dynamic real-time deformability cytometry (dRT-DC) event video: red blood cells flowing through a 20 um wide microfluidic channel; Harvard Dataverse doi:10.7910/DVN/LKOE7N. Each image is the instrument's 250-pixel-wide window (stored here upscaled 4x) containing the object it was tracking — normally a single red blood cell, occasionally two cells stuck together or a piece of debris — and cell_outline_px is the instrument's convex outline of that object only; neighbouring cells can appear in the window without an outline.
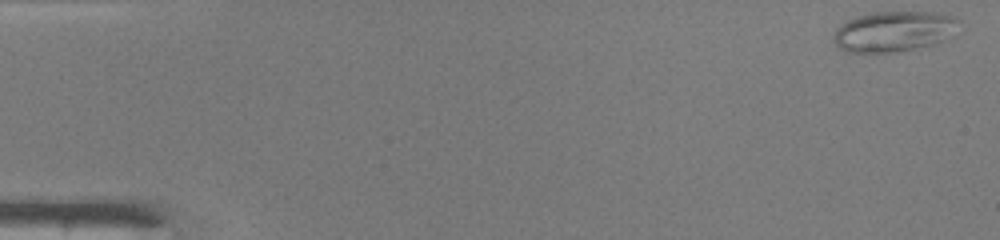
{"species": "common noctule bat (a hibernating species)", "species_latin": "Nyctalus noctula", "temperature_condition": "warm", "stored_images_in_passage": 47, "camera_frame_rate_fps": 3000, "um_per_image_px": 0.085, "animal": {"sex": "male", "body_mass_g": 19.0, "forearm_length_mm": 50.8}, "frame": {"image": 1, "passage_image": 1, "time_ms": 0.0, "image_size_px": [1000, 240], "cell_outline_px": [[960, 20], [944, 40], [936, 44], [900, 52], [844, 52], [832, 40], [836, 28], [848, 20], [860, 16], [876, 12], [932, 12], [956, 16]], "centroid_in_image_um": [75.95, 2.68], "position_along_channel_um": 9.0, "area_um2": 29.36}}
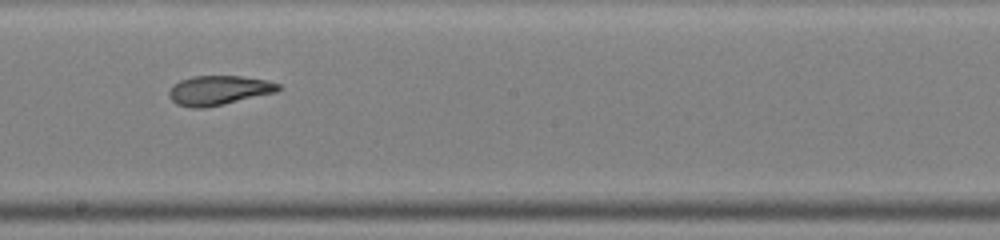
{"frame": {"image": 2, "passage_image": 27, "time_ms": 8.667, "image_size_px": [1000, 240], "cell_outline_px": [[280, 88], [276, 92], [224, 104], [204, 108], [192, 108], [176, 104], [168, 96], [168, 92], [180, 80], [192, 76], [240, 76], [264, 80], [280, 84]], "centroid_in_image_um": [18.57, 7.68], "position_along_channel_um": 229.6, "area_um2": 18.55}}
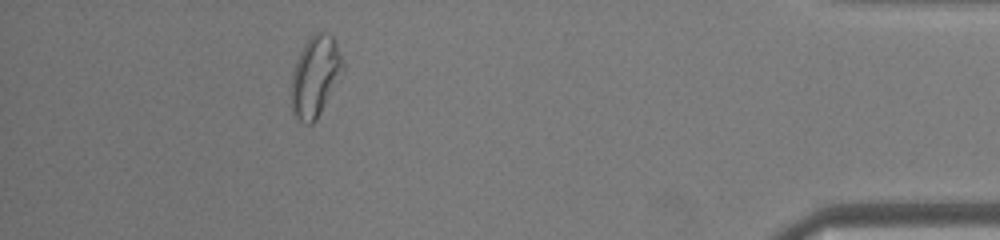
{"frame": {"image": 3, "passage_image": 43, "time_ms": 14.0, "image_size_px": [1000, 240], "cell_outline_px": [[344, 72], [316, 120], [312, 124], [304, 124], [296, 120], [292, 112], [292, 72], [296, 60], [304, 44], [312, 32], [320, 32], [332, 36], [344, 60]], "centroid_in_image_um": [26.8, 6.5], "position_along_channel_um": 408.4, "area_um2": 24.45}, "authors_computed_cell_mechanics": {"area_um2": 21.7328, "velocity_mm_per_s": 4.2464, "shape_relaxation_time_tau1_ms": null, "shape_relaxation_time_tau2_ms": 2.0701, "deformation_change_tau1": null, "deformation_change_tau2": 0.0981}}